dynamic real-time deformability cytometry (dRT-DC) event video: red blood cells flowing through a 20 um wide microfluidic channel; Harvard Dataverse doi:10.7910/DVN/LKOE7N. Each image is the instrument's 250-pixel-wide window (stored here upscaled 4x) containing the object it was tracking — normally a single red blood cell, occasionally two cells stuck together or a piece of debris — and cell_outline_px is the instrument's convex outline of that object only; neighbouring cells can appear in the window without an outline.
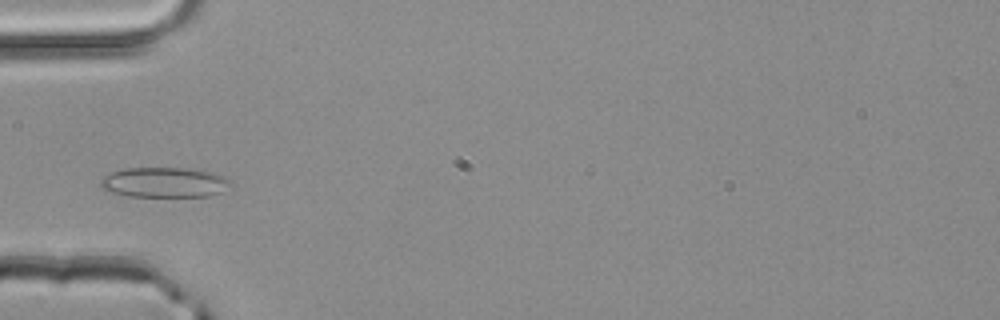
{"species": "common noctule bat (a hibernating species)", "species_latin": "Nyctalus noctula", "temperature_condition": "room temperature", "stored_images_in_passage": 3, "camera_frame_rate_fps": 3000, "um_per_image_px": 0.085, "animal": {"sex": "male", "body_mass_g": 20.4}, "frame": {"image": 1, "passage_image": 3, "time_ms": 0.667, "image_size_px": [1000, 320], "cell_outline_px": [[236, 184], [220, 192], [208, 196], [128, 196], [112, 192], [100, 188], [100, 180], [104, 176], [112, 172], [124, 168], [184, 168], [212, 172], [224, 176], [232, 180]], "centroid_in_image_um": [14.01, 15.5], "position_along_channel_um": 71.0, "area_um2": 22.95}}